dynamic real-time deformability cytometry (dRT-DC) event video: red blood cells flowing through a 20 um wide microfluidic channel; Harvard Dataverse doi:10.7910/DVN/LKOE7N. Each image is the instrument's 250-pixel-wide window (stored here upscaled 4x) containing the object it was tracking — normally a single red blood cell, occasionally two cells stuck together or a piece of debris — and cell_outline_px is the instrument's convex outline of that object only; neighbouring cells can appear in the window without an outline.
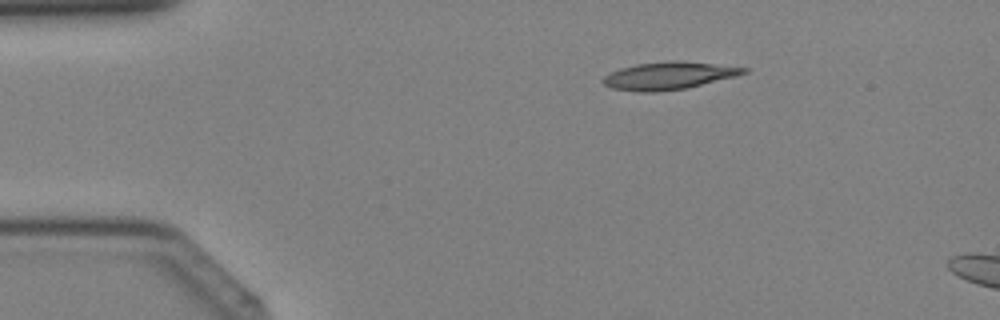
{"species": "Egyptian fruit bat (a non-hibernating species)", "species_latin": "Rousettus aegyptiacus", "temperature_condition": "cold", "stored_images_in_passage": 11, "camera_frame_rate_fps": 3000, "um_per_image_px": 0.085, "animal": {"sex": "female"}, "frame": {"image": 1, "passage_image": 7, "time_ms": 2.0, "image_size_px": [1000, 320], "cell_outline_px": [[748, 72], [736, 76], [688, 88], [656, 92], [636, 92], [612, 88], [604, 84], [604, 76], [620, 68], [636, 64], [668, 60], [680, 60], [748, 68]], "centroid_in_image_um": [56.85, 6.43], "position_along_channel_um": 28.1, "area_um2": 22.6}}